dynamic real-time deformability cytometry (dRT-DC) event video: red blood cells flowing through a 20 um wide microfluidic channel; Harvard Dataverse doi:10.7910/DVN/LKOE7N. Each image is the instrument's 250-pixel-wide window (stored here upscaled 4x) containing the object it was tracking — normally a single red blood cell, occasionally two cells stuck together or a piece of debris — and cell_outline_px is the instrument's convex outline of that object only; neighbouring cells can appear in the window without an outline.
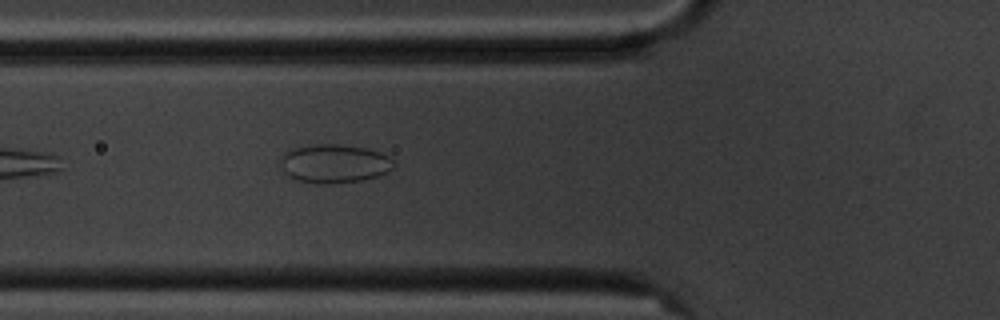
{"species": "common noctule bat (a hibernating species)", "species_latin": "Nyctalus noctula", "temperature_condition": "cold", "stored_images_in_passage": 4, "camera_frame_rate_fps": 3000, "um_per_image_px": 0.085, "animal": {"sex": "male", "body_mass_g": 20.1, "forearm_length_mm": 53.5}, "frame": {"image": 1, "passage_image": 4, "time_ms": 3.667, "image_size_px": [1000, 320], "cell_outline_px": [[396, 164], [392, 168], [376, 176], [360, 180], [332, 184], [316, 184], [296, 180], [288, 176], [280, 168], [280, 156], [284, 152], [292, 148], [312, 144], [340, 144], [364, 148], [380, 152], [388, 156]], "centroid_in_image_um": [28.34, 13.9], "position_along_channel_um": 97.5, "area_um2": 25.72}}